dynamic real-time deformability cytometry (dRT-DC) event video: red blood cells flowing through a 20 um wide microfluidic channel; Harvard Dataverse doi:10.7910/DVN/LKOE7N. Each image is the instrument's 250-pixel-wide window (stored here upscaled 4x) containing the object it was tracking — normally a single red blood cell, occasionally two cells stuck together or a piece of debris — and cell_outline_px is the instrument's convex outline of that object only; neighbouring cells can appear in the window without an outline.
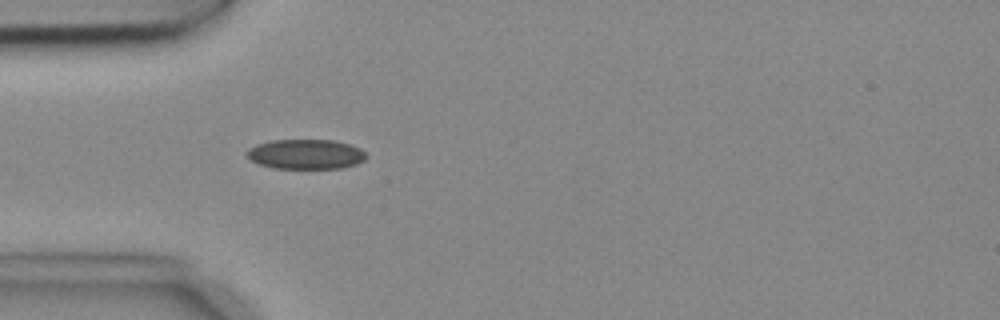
{"species": "common noctule bat (a hibernating species)", "species_latin": "Nyctalus noctula", "temperature_condition": "cold", "stored_images_in_passage": 5, "camera_frame_rate_fps": 3000, "um_per_image_px": 0.085, "animal": {"sex": "female", "body_mass_g": 18.4}, "frame": {"image": 1, "passage_image": 5, "time_ms": 1.333, "image_size_px": [1000, 320], "cell_outline_px": [[368, 156], [364, 160], [356, 164], [340, 168], [272, 168], [260, 164], [252, 160], [244, 152], [248, 148], [256, 144], [272, 140], [332, 140], [348, 144], [360, 148]], "centroid_in_image_um": [25.97, 13.1], "position_along_channel_um": 59.0, "area_um2": 20.69}}